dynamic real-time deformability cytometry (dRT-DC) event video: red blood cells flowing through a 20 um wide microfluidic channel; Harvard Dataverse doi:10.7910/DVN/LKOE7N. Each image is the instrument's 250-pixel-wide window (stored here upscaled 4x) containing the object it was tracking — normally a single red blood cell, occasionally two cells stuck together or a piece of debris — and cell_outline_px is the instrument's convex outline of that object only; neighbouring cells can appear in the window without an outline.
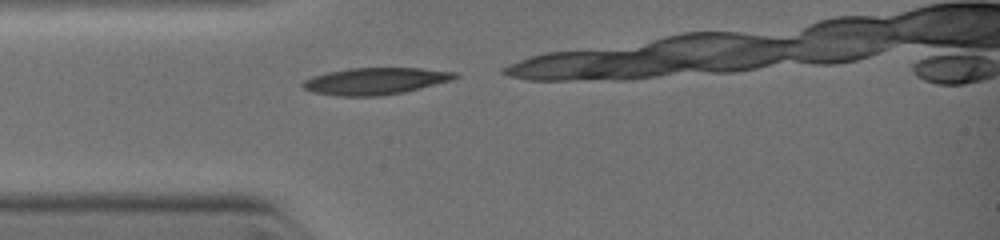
{"species": "common noctule bat (a hibernating species)", "species_latin": "Nyctalus noctula", "temperature_condition": "warm", "stored_images_in_passage": 2, "camera_frame_rate_fps": 3000, "um_per_image_px": 0.085, "animal": {"sex": "female", "body_mass_g": 19.0, "forearm_length_mm": 51.5}, "frame": {"image": 1, "passage_image": 1, "time_ms": 0.0, "image_size_px": [1000, 240], "cell_outline_px": [[456, 76], [448, 80], [404, 92], [380, 96], [336, 96], [312, 92], [304, 88], [300, 84], [304, 80], [312, 76], [328, 72], [348, 68], [420, 68], [456, 72]], "centroid_in_image_um": [31.79, 6.89], "position_along_channel_um": 53.2, "area_um2": 23.52}}